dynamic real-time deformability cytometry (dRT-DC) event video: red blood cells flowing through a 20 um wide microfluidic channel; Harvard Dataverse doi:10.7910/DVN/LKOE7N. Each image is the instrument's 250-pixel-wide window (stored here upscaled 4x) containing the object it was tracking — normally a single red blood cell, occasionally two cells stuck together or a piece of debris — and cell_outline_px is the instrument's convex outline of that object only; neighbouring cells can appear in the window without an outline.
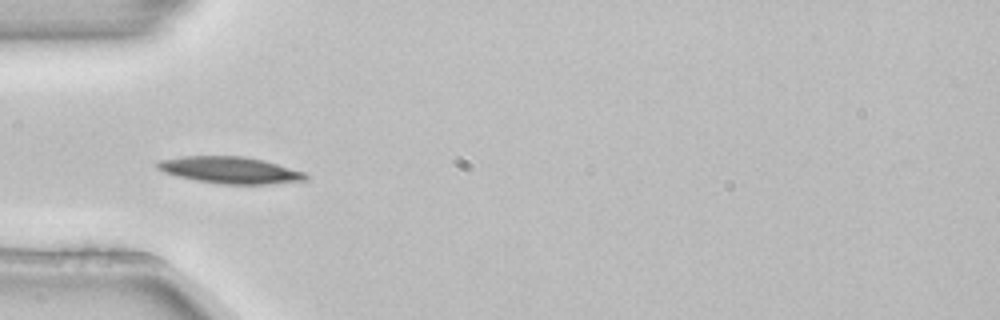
{"species": "common noctule bat (a hibernating species)", "species_latin": "Nyctalus noctula", "temperature_condition": "room temperature", "stored_images_in_passage": 5, "camera_frame_rate_fps": 3000, "um_per_image_px": 0.085, "animal": {"sex": "female", "body_mass_g": 22.7, "forearm_length_mm": 54.2}, "frame": {"image": 1, "passage_image": 4, "time_ms": 1.0, "image_size_px": [1000, 320], "cell_outline_px": [[308, 180], [268, 184], [224, 184], [196, 180], [164, 172], [156, 168], [156, 164], [160, 160], [180, 156], [244, 156], [264, 160], [304, 172], [308, 176]], "centroid_in_image_um": [19.56, 14.45], "position_along_channel_um": 65.4, "area_um2": 22.95}}